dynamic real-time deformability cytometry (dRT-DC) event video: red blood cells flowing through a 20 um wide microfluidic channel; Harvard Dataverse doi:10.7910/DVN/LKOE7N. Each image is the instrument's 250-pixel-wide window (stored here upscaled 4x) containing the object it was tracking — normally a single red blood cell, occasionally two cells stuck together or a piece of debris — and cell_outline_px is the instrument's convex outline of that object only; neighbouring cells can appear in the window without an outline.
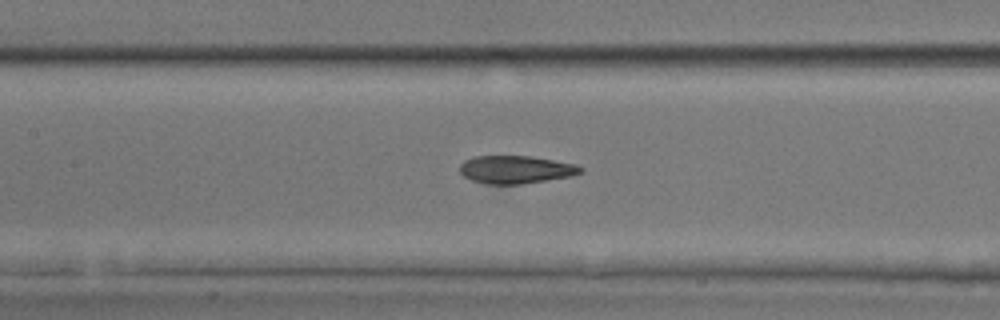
{"species": "common noctule bat (a hibernating species)", "species_latin": "Nyctalus noctula", "temperature_condition": "room temperature", "stored_images_in_passage": 17, "camera_frame_rate_fps": 3000, "um_per_image_px": 0.085, "animal": {"sex": "male", "body_mass_g": 17.9, "forearm_length_mm": 54.2}, "frame": {"image": 1, "passage_image": 16, "time_ms": 5.0, "image_size_px": [1000, 320], "cell_outline_px": [[584, 172], [572, 176], [520, 184], [484, 184], [472, 180], [464, 176], [460, 172], [460, 164], [464, 160], [472, 156], [528, 156], [576, 164], [584, 168]], "centroid_in_image_um": [43.84, 14.41], "position_along_channel_um": 163.6, "area_um2": 19.65}}